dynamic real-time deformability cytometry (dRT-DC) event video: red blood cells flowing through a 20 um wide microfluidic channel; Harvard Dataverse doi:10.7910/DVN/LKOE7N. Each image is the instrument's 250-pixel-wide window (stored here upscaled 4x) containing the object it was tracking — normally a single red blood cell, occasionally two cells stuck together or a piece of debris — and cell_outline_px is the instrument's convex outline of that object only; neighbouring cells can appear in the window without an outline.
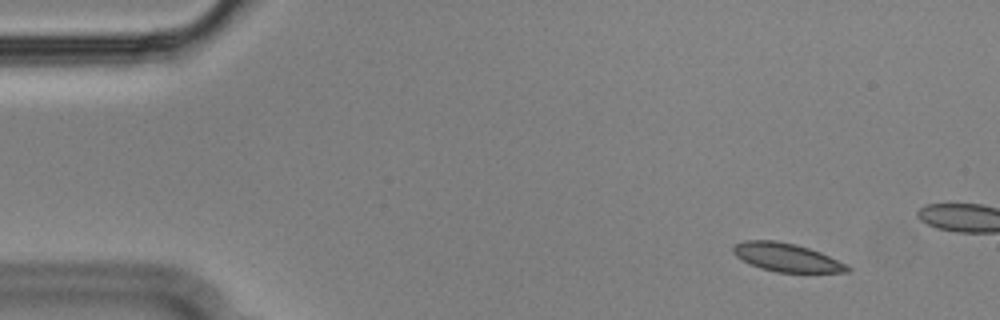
{"species": "Egyptian fruit bat (a non-hibernating species)", "species_latin": "Rousettus aegyptiacus", "temperature_condition": "cold", "stored_images_in_passage": 11, "camera_frame_rate_fps": 3000, "um_per_image_px": 0.085, "animal": {"sex": "male"}, "frame": {"image": 1, "passage_image": 1, "time_ms": 0.0, "image_size_px": [1000, 320], "cell_outline_px": [[852, 268], [848, 272], [776, 272], [760, 268], [736, 256], [732, 252], [732, 248], [736, 244], [744, 240], [776, 240], [796, 244], [820, 252]], "centroid_in_image_um": [66.83, 21.87], "position_along_channel_um": 18.2, "area_um2": 18.61}}